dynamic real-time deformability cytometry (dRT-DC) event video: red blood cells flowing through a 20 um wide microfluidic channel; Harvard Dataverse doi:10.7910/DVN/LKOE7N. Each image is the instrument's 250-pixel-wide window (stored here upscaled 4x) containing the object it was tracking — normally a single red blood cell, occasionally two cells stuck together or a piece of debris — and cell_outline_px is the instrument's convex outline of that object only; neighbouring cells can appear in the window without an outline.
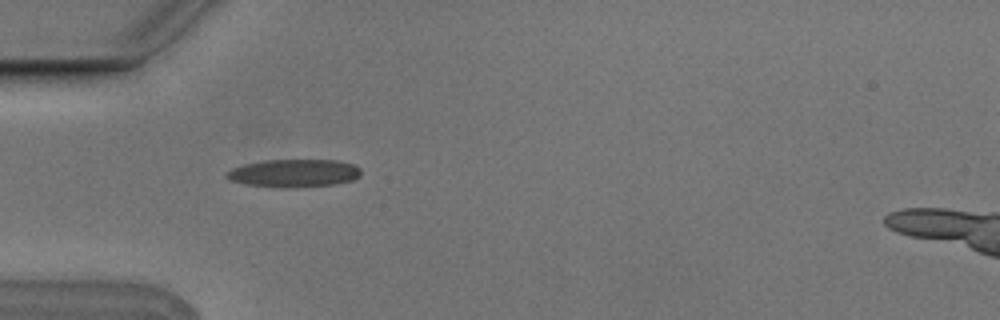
{"species": "Egyptian fruit bat (a non-hibernating species)", "species_latin": "Rousettus aegyptiacus", "temperature_condition": "cold", "stored_images_in_passage": 6, "camera_frame_rate_fps": 3000, "um_per_image_px": 0.085, "animal": {"sex": "male"}, "frame": {"image": 1, "passage_image": 2, "time_ms": 0.333, "image_size_px": [1000, 320], "cell_outline_px": [[360, 176], [352, 180], [332, 184], [288, 188], [284, 188], [244, 184], [228, 180], [224, 176], [224, 172], [232, 168], [244, 164], [264, 160], [336, 160], [352, 164], [360, 168]], "centroid_in_image_um": [24.91, 14.72], "position_along_channel_um": 60.1, "area_um2": 21.91}}
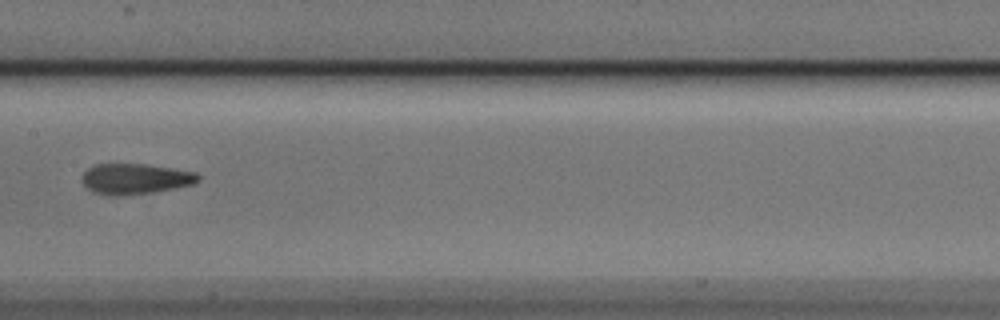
{"frame": {"image": 2, "passage_image": 5, "time_ms": 1.333, "image_size_px": [1000, 320], "cell_outline_px": [[200, 180], [192, 184], [152, 192], [120, 196], [108, 196], [92, 192], [80, 180], [84, 172], [88, 168], [96, 164], [144, 164], [172, 168], [196, 172], [200, 176]], "centroid_in_image_um": [11.46, 15.2], "position_along_channel_um": 195.9, "area_um2": 20.69}}
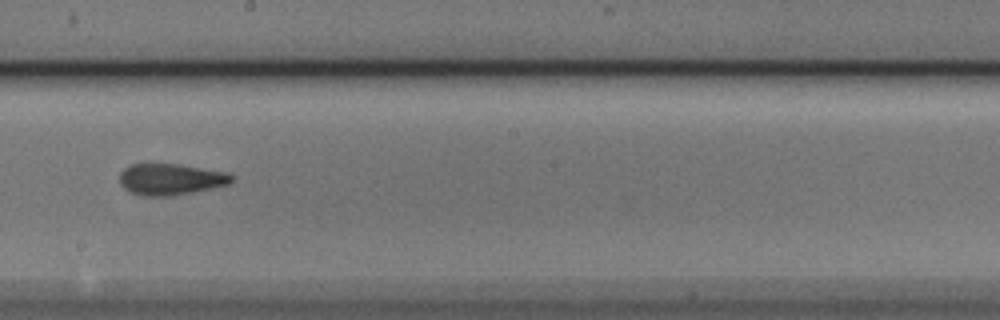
{"frame": {"image": 3, "passage_image": 6, "time_ms": 1.667, "image_size_px": [1000, 320], "cell_outline_px": [[232, 180], [228, 184], [192, 192], [172, 196], [144, 196], [128, 192], [120, 184], [120, 172], [124, 168], [132, 164], [180, 164], [228, 172], [232, 176]], "centroid_in_image_um": [14.47, 15.24], "position_along_channel_um": 233.7, "area_um2": 20.46}}